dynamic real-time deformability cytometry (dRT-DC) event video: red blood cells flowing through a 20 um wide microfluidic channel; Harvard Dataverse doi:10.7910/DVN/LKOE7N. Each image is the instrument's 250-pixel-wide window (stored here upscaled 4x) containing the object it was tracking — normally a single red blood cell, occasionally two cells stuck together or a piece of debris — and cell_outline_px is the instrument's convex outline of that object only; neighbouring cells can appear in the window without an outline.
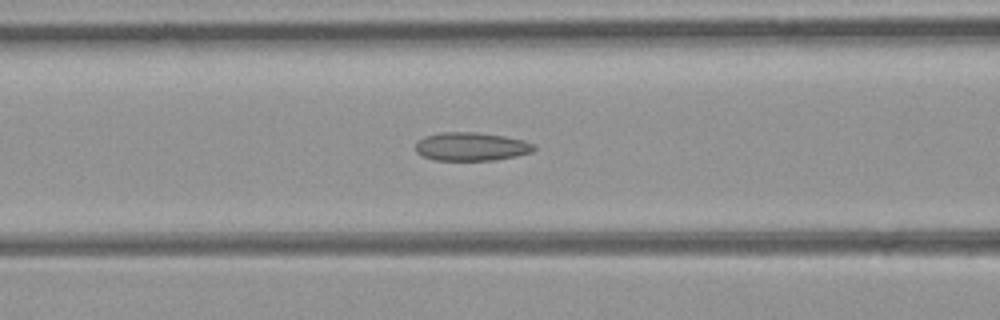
{"species": "common noctule bat (a hibernating species)", "species_latin": "Nyctalus noctula", "temperature_condition": "room temperature", "stored_images_in_passage": 42, "camera_frame_rate_fps": 3000, "um_per_image_px": 0.085, "animal": {"sex": "female", "body_mass_g": 21.9}, "frame": {"image": 1, "passage_image": 21, "time_ms": 6.667, "image_size_px": [1000, 320], "cell_outline_px": [[536, 148], [532, 152], [516, 156], [496, 160], [432, 160], [416, 152], [416, 144], [424, 136], [440, 132], [476, 132], [504, 136], [524, 140], [536, 144]], "centroid_in_image_um": [40.09, 12.46], "position_along_channel_um": 126.5, "area_um2": 19.71}}
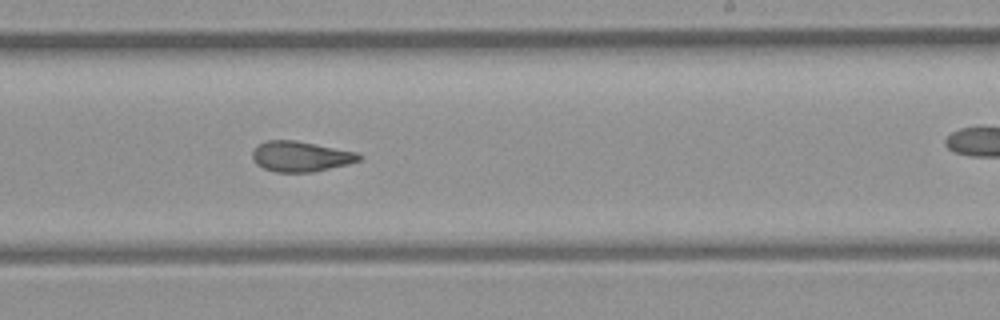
{"frame": {"image": 2, "passage_image": 31, "time_ms": 10.0, "image_size_px": [1000, 320], "cell_outline_px": [[364, 156], [360, 160], [348, 164], [312, 172], [276, 172], [264, 168], [256, 164], [252, 156], [252, 152], [260, 144], [268, 140], [296, 140], [356, 152]], "centroid_in_image_um": [25.57, 13.3], "position_along_channel_um": 263.4, "area_um2": 18.73}}
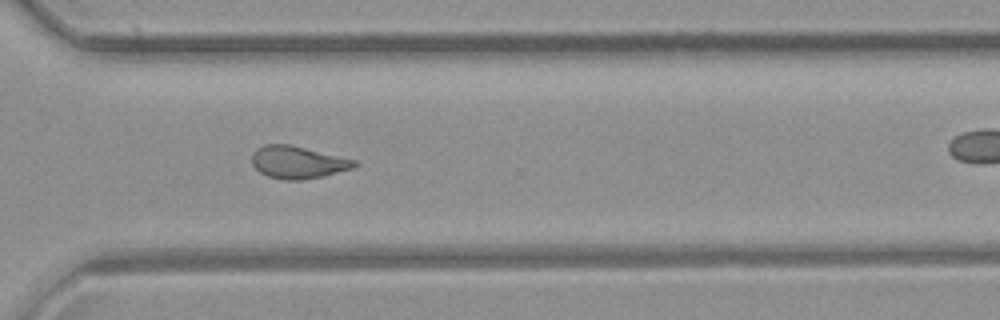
{"frame": {"image": 3, "passage_image": 37, "time_ms": 12.0, "image_size_px": [1000, 320], "cell_outline_px": [[356, 164], [352, 168], [324, 176], [300, 180], [284, 180], [268, 176], [260, 172], [252, 164], [252, 152], [256, 148], [264, 144], [288, 144], [356, 160]], "centroid_in_image_um": [25.26, 13.79], "position_along_channel_um": 345.3, "area_um2": 19.19}}